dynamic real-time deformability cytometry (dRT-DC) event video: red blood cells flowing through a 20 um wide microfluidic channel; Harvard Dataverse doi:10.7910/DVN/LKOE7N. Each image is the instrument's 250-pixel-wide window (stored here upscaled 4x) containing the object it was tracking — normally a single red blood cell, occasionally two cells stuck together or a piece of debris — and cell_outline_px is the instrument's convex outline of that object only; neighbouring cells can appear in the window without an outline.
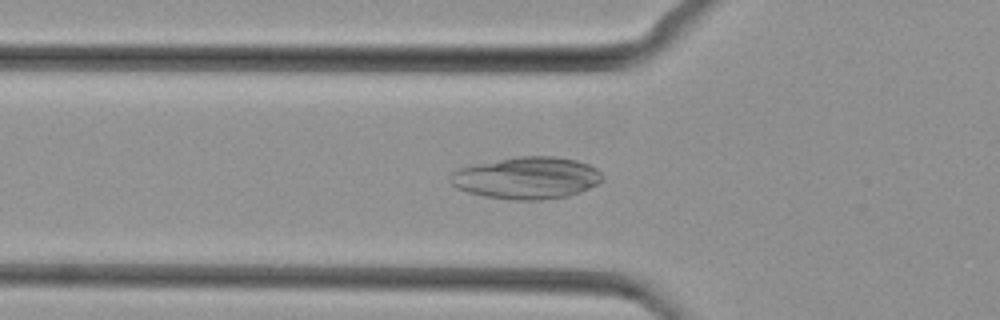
{"species": "common noctule bat (a hibernating species)", "species_latin": "Nyctalus noctula", "temperature_condition": "cold", "stored_images_in_passage": 48, "camera_frame_rate_fps": 3000, "um_per_image_px": 0.085, "animal": {"sex": "female", "body_mass_g": 29.2, "forearm_length_mm": 56.3}, "frame": {"image": 1, "passage_image": 16, "time_ms": 5.0, "image_size_px": [1000, 320], "cell_outline_px": [[604, 180], [580, 192], [568, 196], [540, 200], [512, 200], [484, 196], [468, 192], [456, 188], [448, 180], [448, 176], [452, 172], [460, 168], [520, 156], [552, 156], [576, 160], [588, 164], [596, 168], [604, 176]], "centroid_in_image_um": [44.79, 15.14], "position_along_channel_um": 81.0, "area_um2": 37.05}}
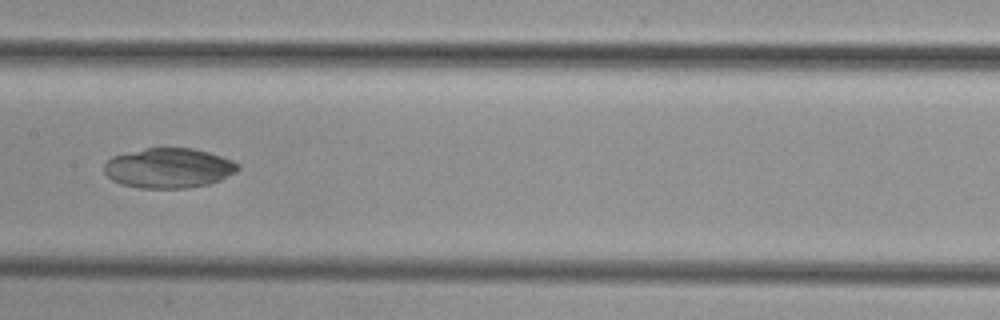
{"frame": {"image": 2, "passage_image": 24, "time_ms": 7.667, "image_size_px": [1000, 320], "cell_outline_px": [[240, 168], [236, 172], [220, 180], [208, 184], [188, 188], [140, 188], [120, 184], [112, 180], [104, 172], [104, 164], [112, 156], [160, 144], [192, 148], [208, 152], [232, 160], [240, 164]], "centroid_in_image_um": [14.33, 14.25], "position_along_channel_um": 193.1, "area_um2": 31.91}}
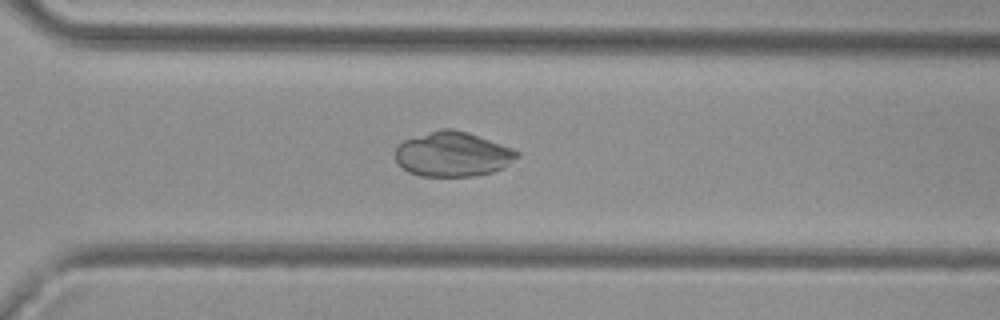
{"frame": {"image": 3, "passage_image": 34, "time_ms": 11.0, "image_size_px": [1000, 320], "cell_outline_px": [[520, 156], [504, 168], [492, 172], [472, 176], [420, 176], [408, 172], [396, 160], [396, 148], [404, 140], [440, 128], [452, 128], [468, 132], [512, 148], [520, 152]], "centroid_in_image_um": [38.51, 13.1], "position_along_channel_um": 332.1, "area_um2": 31.73}}